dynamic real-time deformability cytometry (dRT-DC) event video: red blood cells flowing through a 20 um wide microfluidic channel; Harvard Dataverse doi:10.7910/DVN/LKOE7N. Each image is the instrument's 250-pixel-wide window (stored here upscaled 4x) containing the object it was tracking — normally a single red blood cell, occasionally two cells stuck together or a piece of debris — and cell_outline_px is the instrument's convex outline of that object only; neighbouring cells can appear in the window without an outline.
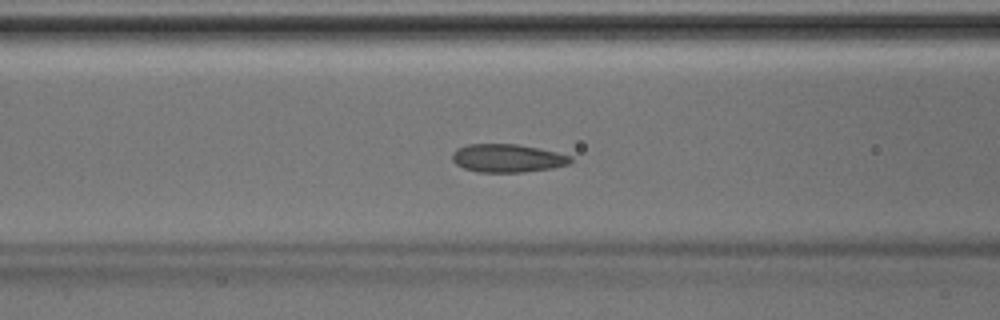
{"species": "Egyptian fruit bat (a non-hibernating species)", "species_latin": "Rousettus aegyptiacus", "temperature_condition": "room temperature", "stored_images_in_passage": 36, "segment_of_instrument_passage": [1, 2], "camera_frame_rate_fps": 3000, "um_per_image_px": 0.085, "animal": {"sex": "male"}, "frame": {"image": 1, "passage_image": 8, "time_ms": 2.333, "image_size_px": [1000, 320], "cell_outline_px": [[572, 160], [568, 164], [552, 168], [524, 172], [476, 172], [464, 168], [456, 164], [452, 160], [452, 152], [456, 148], [468, 144], [516, 144], [556, 152], [572, 156]], "centroid_in_image_um": [43.09, 13.45], "position_along_channel_um": 123.5, "area_um2": 19.42}}
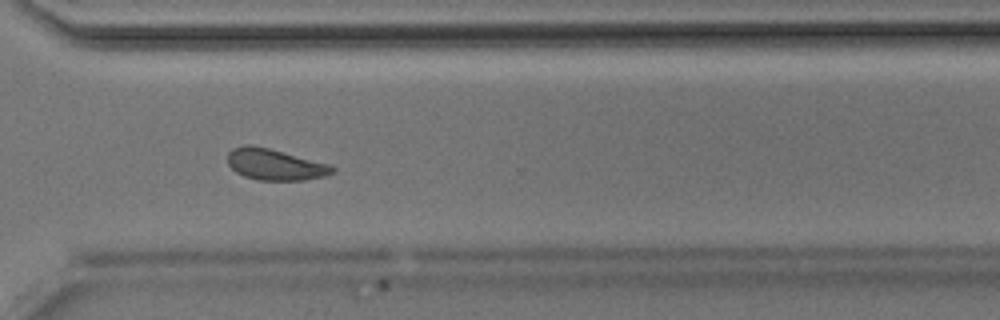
{"frame": {"image": 2, "passage_image": 23, "time_ms": 7.333, "image_size_px": [1000, 320], "cell_outline_px": [[336, 172], [324, 176], [304, 180], [260, 180], [244, 176], [236, 172], [228, 164], [228, 152], [232, 148], [248, 144], [252, 144], [332, 164], [336, 168]], "centroid_in_image_um": [23.41, 13.98], "position_along_channel_um": 347.2, "area_um2": 19.19}}
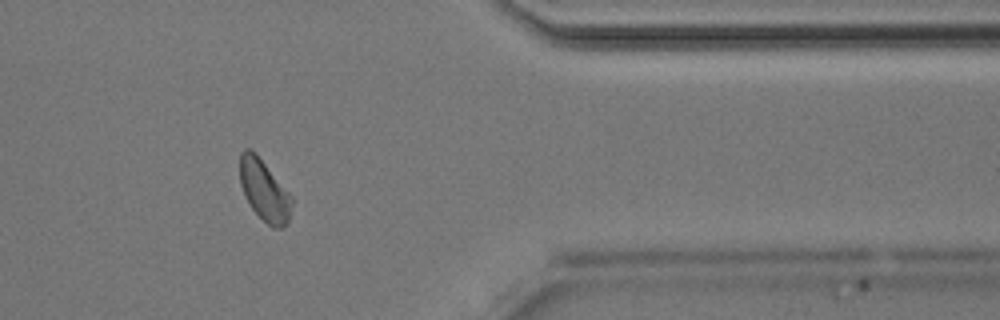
{"frame": {"image": 3, "passage_image": 27, "time_ms": 8.667, "image_size_px": [1000, 320], "cell_outline_px": [[292, 200], [288, 220], [280, 228], [272, 228], [252, 208], [244, 196], [240, 184], [240, 152], [244, 148], [252, 148], [256, 152], [292, 196]], "centroid_in_image_um": [22.43, 16.12], "position_along_channel_um": 389.0, "area_um2": 18.38}}